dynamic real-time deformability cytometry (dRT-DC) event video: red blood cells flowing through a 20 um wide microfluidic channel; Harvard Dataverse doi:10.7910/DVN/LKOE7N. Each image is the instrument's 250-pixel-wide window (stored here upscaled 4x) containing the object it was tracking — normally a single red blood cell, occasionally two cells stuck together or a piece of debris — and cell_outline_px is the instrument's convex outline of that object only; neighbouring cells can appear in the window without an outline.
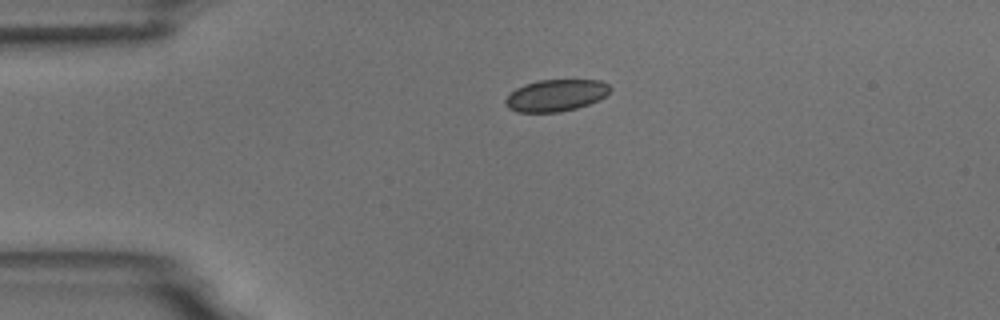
{"species": "common noctule bat (a hibernating species)", "species_latin": "Nyctalus noctula", "temperature_condition": "room temperature", "stored_images_in_passage": 2, "camera_frame_rate_fps": 3000, "um_per_image_px": 0.085, "animal": {"sex": "male", "body_mass_g": 18.8}, "frame": {"image": 1, "passage_image": 1, "time_ms": 0.0, "image_size_px": [1000, 320], "cell_outline_px": [[612, 88], [604, 96], [588, 104], [576, 108], [560, 112], [516, 112], [508, 108], [504, 104], [504, 100], [516, 88], [524, 84], [540, 80], [600, 80], [608, 84]], "centroid_in_image_um": [47.22, 8.11], "position_along_channel_um": 37.8, "area_um2": 19.31}}